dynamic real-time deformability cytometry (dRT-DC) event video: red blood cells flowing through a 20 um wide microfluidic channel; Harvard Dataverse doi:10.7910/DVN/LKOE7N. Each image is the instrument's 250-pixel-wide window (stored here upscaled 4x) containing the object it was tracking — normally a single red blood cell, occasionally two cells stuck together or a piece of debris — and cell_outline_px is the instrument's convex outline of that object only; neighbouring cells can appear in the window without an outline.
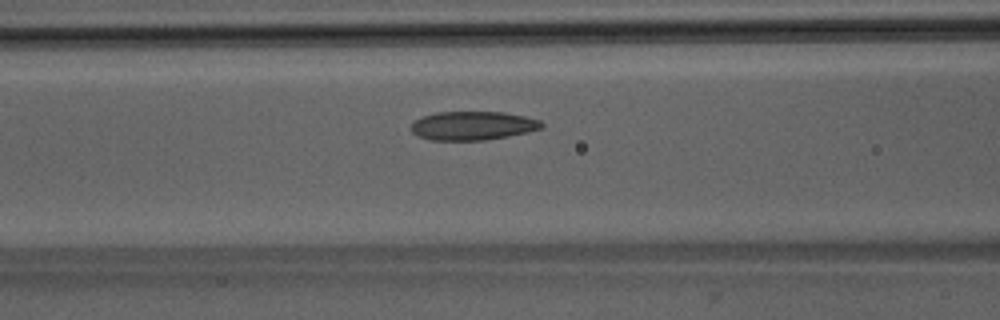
{"species": "Egyptian fruit bat (a non-hibernating species)", "species_latin": "Rousettus aegyptiacus", "temperature_condition": "room temperature", "stored_images_in_passage": 46, "camera_frame_rate_fps": 3000, "um_per_image_px": 0.085, "animal": {"sex": "male"}, "frame": {"image": 1, "passage_image": 16, "time_ms": 5.0, "image_size_px": [1000, 320], "cell_outline_px": [[544, 128], [528, 132], [508, 136], [484, 140], [432, 140], [416, 136], [412, 132], [412, 124], [416, 120], [424, 116], [436, 112], [504, 112], [524, 116], [540, 120], [544, 124]], "centroid_in_image_um": [40.21, 10.68], "position_along_channel_um": 126.4, "area_um2": 21.85}}
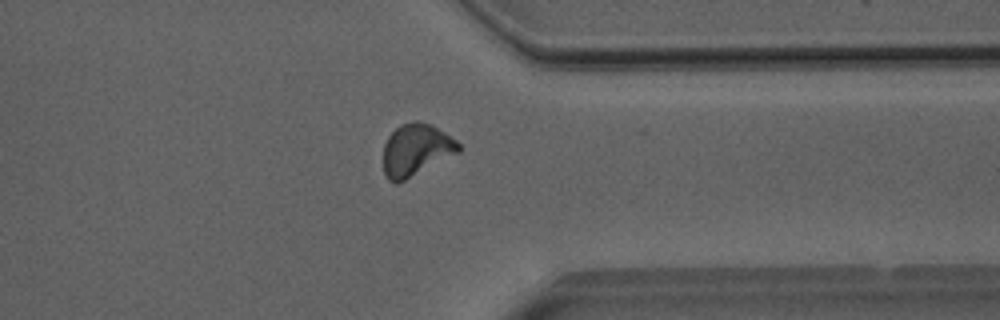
{"frame": {"image": 2, "passage_image": 35, "time_ms": 11.333, "image_size_px": [1000, 320], "cell_outline_px": [[460, 152], [396, 184], [388, 180], [384, 172], [384, 144], [388, 136], [400, 124], [412, 120], [420, 120], [444, 132], [456, 140], [460, 144]], "centroid_in_image_um": [35.35, 12.73], "position_along_channel_um": 376.1, "area_um2": 22.72}}
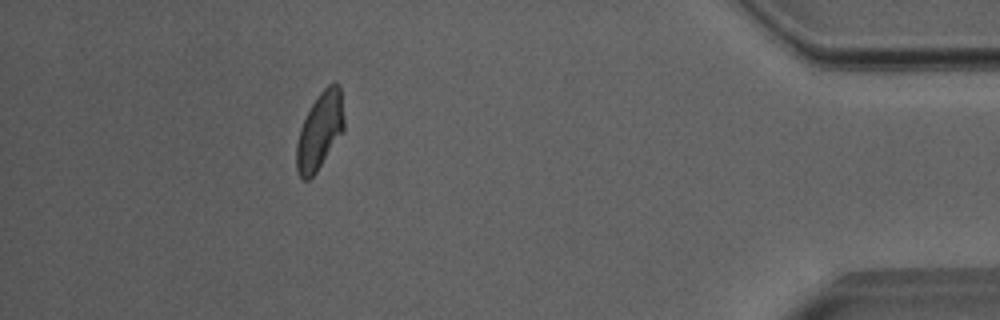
{"frame": {"image": 3, "passage_image": 41, "time_ms": 13.333, "image_size_px": [1000, 320], "cell_outline_px": [[344, 132], [316, 172], [308, 180], [304, 180], [296, 172], [296, 144], [300, 128], [316, 96], [328, 84], [336, 80], [340, 84], [344, 116]], "centroid_in_image_um": [27.2, 11.1], "position_along_channel_um": 408.0, "area_um2": 21.62}, "authors_computed_cell_mechanics": {"area_um2": 21.9351, "velocity_mm_per_s": 4.0022, "shape_relaxation_time_tau1_ms": 7.383, "shape_relaxation_time_tau2_ms": 1.6541, "deformation_change_tau1": 0.1706, "deformation_change_tau2": 0.078}}